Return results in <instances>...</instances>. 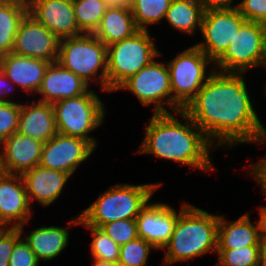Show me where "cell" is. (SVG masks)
<instances>
[{
	"label": "cell",
	"mask_w": 266,
	"mask_h": 266,
	"mask_svg": "<svg viewBox=\"0 0 266 266\" xmlns=\"http://www.w3.org/2000/svg\"><path fill=\"white\" fill-rule=\"evenodd\" d=\"M244 77L214 70L183 109L215 148L266 143V127L253 107Z\"/></svg>",
	"instance_id": "1"
},
{
	"label": "cell",
	"mask_w": 266,
	"mask_h": 266,
	"mask_svg": "<svg viewBox=\"0 0 266 266\" xmlns=\"http://www.w3.org/2000/svg\"><path fill=\"white\" fill-rule=\"evenodd\" d=\"M174 114L181 116L184 123ZM145 132L136 153L152 154L207 173L215 169L209 155L215 147L183 110L153 113Z\"/></svg>",
	"instance_id": "2"
},
{
	"label": "cell",
	"mask_w": 266,
	"mask_h": 266,
	"mask_svg": "<svg viewBox=\"0 0 266 266\" xmlns=\"http://www.w3.org/2000/svg\"><path fill=\"white\" fill-rule=\"evenodd\" d=\"M219 215L182 203L170 241L162 250H166L164 262L173 264L187 262L207 253L217 252Z\"/></svg>",
	"instance_id": "3"
},
{
	"label": "cell",
	"mask_w": 266,
	"mask_h": 266,
	"mask_svg": "<svg viewBox=\"0 0 266 266\" xmlns=\"http://www.w3.org/2000/svg\"><path fill=\"white\" fill-rule=\"evenodd\" d=\"M162 184H116L85 208L80 213V218L87 225L98 228L116 220L136 219L140 210Z\"/></svg>",
	"instance_id": "4"
},
{
	"label": "cell",
	"mask_w": 266,
	"mask_h": 266,
	"mask_svg": "<svg viewBox=\"0 0 266 266\" xmlns=\"http://www.w3.org/2000/svg\"><path fill=\"white\" fill-rule=\"evenodd\" d=\"M57 62L88 85L100 80L101 89L107 91V46L94 34L60 39Z\"/></svg>",
	"instance_id": "5"
},
{
	"label": "cell",
	"mask_w": 266,
	"mask_h": 266,
	"mask_svg": "<svg viewBox=\"0 0 266 266\" xmlns=\"http://www.w3.org/2000/svg\"><path fill=\"white\" fill-rule=\"evenodd\" d=\"M148 30L107 46V92H114L131 76L162 56Z\"/></svg>",
	"instance_id": "6"
},
{
	"label": "cell",
	"mask_w": 266,
	"mask_h": 266,
	"mask_svg": "<svg viewBox=\"0 0 266 266\" xmlns=\"http://www.w3.org/2000/svg\"><path fill=\"white\" fill-rule=\"evenodd\" d=\"M94 89L74 98L53 103L58 133L79 137L88 141L95 149L97 140L89 133L102 125L105 117V103Z\"/></svg>",
	"instance_id": "7"
},
{
	"label": "cell",
	"mask_w": 266,
	"mask_h": 266,
	"mask_svg": "<svg viewBox=\"0 0 266 266\" xmlns=\"http://www.w3.org/2000/svg\"><path fill=\"white\" fill-rule=\"evenodd\" d=\"M166 64L170 73L172 112L183 110L215 70L211 68L207 75L206 68L211 64L214 67V62L195 44Z\"/></svg>",
	"instance_id": "8"
},
{
	"label": "cell",
	"mask_w": 266,
	"mask_h": 266,
	"mask_svg": "<svg viewBox=\"0 0 266 266\" xmlns=\"http://www.w3.org/2000/svg\"><path fill=\"white\" fill-rule=\"evenodd\" d=\"M266 25L246 20L234 40L214 62V69L222 72L244 73L261 65L264 54Z\"/></svg>",
	"instance_id": "9"
},
{
	"label": "cell",
	"mask_w": 266,
	"mask_h": 266,
	"mask_svg": "<svg viewBox=\"0 0 266 266\" xmlns=\"http://www.w3.org/2000/svg\"><path fill=\"white\" fill-rule=\"evenodd\" d=\"M155 59L126 80L117 90H129L153 113H172V90L167 64ZM169 108H167L166 106Z\"/></svg>",
	"instance_id": "10"
},
{
	"label": "cell",
	"mask_w": 266,
	"mask_h": 266,
	"mask_svg": "<svg viewBox=\"0 0 266 266\" xmlns=\"http://www.w3.org/2000/svg\"><path fill=\"white\" fill-rule=\"evenodd\" d=\"M245 21L237 8L204 10L201 25L204 40L195 45L215 62L229 47Z\"/></svg>",
	"instance_id": "11"
},
{
	"label": "cell",
	"mask_w": 266,
	"mask_h": 266,
	"mask_svg": "<svg viewBox=\"0 0 266 266\" xmlns=\"http://www.w3.org/2000/svg\"><path fill=\"white\" fill-rule=\"evenodd\" d=\"M94 150L95 148L82 138L56 133L44 143L39 165L72 176Z\"/></svg>",
	"instance_id": "12"
},
{
	"label": "cell",
	"mask_w": 266,
	"mask_h": 266,
	"mask_svg": "<svg viewBox=\"0 0 266 266\" xmlns=\"http://www.w3.org/2000/svg\"><path fill=\"white\" fill-rule=\"evenodd\" d=\"M59 40L27 13L18 27L12 53L54 63L58 59Z\"/></svg>",
	"instance_id": "13"
},
{
	"label": "cell",
	"mask_w": 266,
	"mask_h": 266,
	"mask_svg": "<svg viewBox=\"0 0 266 266\" xmlns=\"http://www.w3.org/2000/svg\"><path fill=\"white\" fill-rule=\"evenodd\" d=\"M31 208L22 176L0 172V227L19 228L24 234Z\"/></svg>",
	"instance_id": "14"
},
{
	"label": "cell",
	"mask_w": 266,
	"mask_h": 266,
	"mask_svg": "<svg viewBox=\"0 0 266 266\" xmlns=\"http://www.w3.org/2000/svg\"><path fill=\"white\" fill-rule=\"evenodd\" d=\"M178 212L166 203H150L140 210L136 217L138 237L151 244L157 251L162 250L170 241Z\"/></svg>",
	"instance_id": "15"
},
{
	"label": "cell",
	"mask_w": 266,
	"mask_h": 266,
	"mask_svg": "<svg viewBox=\"0 0 266 266\" xmlns=\"http://www.w3.org/2000/svg\"><path fill=\"white\" fill-rule=\"evenodd\" d=\"M28 13L58 39L83 34L75 18L73 0H27Z\"/></svg>",
	"instance_id": "16"
},
{
	"label": "cell",
	"mask_w": 266,
	"mask_h": 266,
	"mask_svg": "<svg viewBox=\"0 0 266 266\" xmlns=\"http://www.w3.org/2000/svg\"><path fill=\"white\" fill-rule=\"evenodd\" d=\"M44 143L18 132L0 144V172L22 175L39 165Z\"/></svg>",
	"instance_id": "17"
},
{
	"label": "cell",
	"mask_w": 266,
	"mask_h": 266,
	"mask_svg": "<svg viewBox=\"0 0 266 266\" xmlns=\"http://www.w3.org/2000/svg\"><path fill=\"white\" fill-rule=\"evenodd\" d=\"M90 86L79 76L63 68L58 62L47 67L37 95L40 102L53 104L56 101L85 94Z\"/></svg>",
	"instance_id": "18"
},
{
	"label": "cell",
	"mask_w": 266,
	"mask_h": 266,
	"mask_svg": "<svg viewBox=\"0 0 266 266\" xmlns=\"http://www.w3.org/2000/svg\"><path fill=\"white\" fill-rule=\"evenodd\" d=\"M29 203L35 200L43 207L52 204L63 191L71 175L37 165L22 175Z\"/></svg>",
	"instance_id": "19"
},
{
	"label": "cell",
	"mask_w": 266,
	"mask_h": 266,
	"mask_svg": "<svg viewBox=\"0 0 266 266\" xmlns=\"http://www.w3.org/2000/svg\"><path fill=\"white\" fill-rule=\"evenodd\" d=\"M51 62L9 53L0 56V68L5 76L22 91L37 93L45 71Z\"/></svg>",
	"instance_id": "20"
},
{
	"label": "cell",
	"mask_w": 266,
	"mask_h": 266,
	"mask_svg": "<svg viewBox=\"0 0 266 266\" xmlns=\"http://www.w3.org/2000/svg\"><path fill=\"white\" fill-rule=\"evenodd\" d=\"M17 132L46 143L56 133L57 126L53 104L37 100L21 104Z\"/></svg>",
	"instance_id": "21"
},
{
	"label": "cell",
	"mask_w": 266,
	"mask_h": 266,
	"mask_svg": "<svg viewBox=\"0 0 266 266\" xmlns=\"http://www.w3.org/2000/svg\"><path fill=\"white\" fill-rule=\"evenodd\" d=\"M247 246H262L260 223L251 222L248 213L230 222L219 215L217 249H237Z\"/></svg>",
	"instance_id": "22"
},
{
	"label": "cell",
	"mask_w": 266,
	"mask_h": 266,
	"mask_svg": "<svg viewBox=\"0 0 266 266\" xmlns=\"http://www.w3.org/2000/svg\"><path fill=\"white\" fill-rule=\"evenodd\" d=\"M80 214L68 222L67 228L58 226H41L33 229L24 239L34 252L37 260L48 261L57 257L68 246L70 231L68 227L78 225Z\"/></svg>",
	"instance_id": "23"
},
{
	"label": "cell",
	"mask_w": 266,
	"mask_h": 266,
	"mask_svg": "<svg viewBox=\"0 0 266 266\" xmlns=\"http://www.w3.org/2000/svg\"><path fill=\"white\" fill-rule=\"evenodd\" d=\"M137 28L131 8L108 6L100 24L93 33L106 46L133 36Z\"/></svg>",
	"instance_id": "24"
},
{
	"label": "cell",
	"mask_w": 266,
	"mask_h": 266,
	"mask_svg": "<svg viewBox=\"0 0 266 266\" xmlns=\"http://www.w3.org/2000/svg\"><path fill=\"white\" fill-rule=\"evenodd\" d=\"M204 8L200 0H172L165 14V21L175 30L187 35L201 32Z\"/></svg>",
	"instance_id": "25"
},
{
	"label": "cell",
	"mask_w": 266,
	"mask_h": 266,
	"mask_svg": "<svg viewBox=\"0 0 266 266\" xmlns=\"http://www.w3.org/2000/svg\"><path fill=\"white\" fill-rule=\"evenodd\" d=\"M27 13V0H0V56L12 52L18 27Z\"/></svg>",
	"instance_id": "26"
},
{
	"label": "cell",
	"mask_w": 266,
	"mask_h": 266,
	"mask_svg": "<svg viewBox=\"0 0 266 266\" xmlns=\"http://www.w3.org/2000/svg\"><path fill=\"white\" fill-rule=\"evenodd\" d=\"M73 6L79 30L93 34L109 5L107 0H73Z\"/></svg>",
	"instance_id": "27"
},
{
	"label": "cell",
	"mask_w": 266,
	"mask_h": 266,
	"mask_svg": "<svg viewBox=\"0 0 266 266\" xmlns=\"http://www.w3.org/2000/svg\"><path fill=\"white\" fill-rule=\"evenodd\" d=\"M172 0H134L131 12L139 30H148V26L165 18Z\"/></svg>",
	"instance_id": "28"
},
{
	"label": "cell",
	"mask_w": 266,
	"mask_h": 266,
	"mask_svg": "<svg viewBox=\"0 0 266 266\" xmlns=\"http://www.w3.org/2000/svg\"><path fill=\"white\" fill-rule=\"evenodd\" d=\"M79 224L90 229L92 241L90 251L93 258L118 263L120 258V246L98 227L87 225L82 219Z\"/></svg>",
	"instance_id": "29"
},
{
	"label": "cell",
	"mask_w": 266,
	"mask_h": 266,
	"mask_svg": "<svg viewBox=\"0 0 266 266\" xmlns=\"http://www.w3.org/2000/svg\"><path fill=\"white\" fill-rule=\"evenodd\" d=\"M261 249L262 246L217 249L215 266H261Z\"/></svg>",
	"instance_id": "30"
},
{
	"label": "cell",
	"mask_w": 266,
	"mask_h": 266,
	"mask_svg": "<svg viewBox=\"0 0 266 266\" xmlns=\"http://www.w3.org/2000/svg\"><path fill=\"white\" fill-rule=\"evenodd\" d=\"M156 250L144 239L137 237L120 246L119 266H146L150 252Z\"/></svg>",
	"instance_id": "31"
},
{
	"label": "cell",
	"mask_w": 266,
	"mask_h": 266,
	"mask_svg": "<svg viewBox=\"0 0 266 266\" xmlns=\"http://www.w3.org/2000/svg\"><path fill=\"white\" fill-rule=\"evenodd\" d=\"M119 246L138 237L136 219L116 220L100 227Z\"/></svg>",
	"instance_id": "32"
},
{
	"label": "cell",
	"mask_w": 266,
	"mask_h": 266,
	"mask_svg": "<svg viewBox=\"0 0 266 266\" xmlns=\"http://www.w3.org/2000/svg\"><path fill=\"white\" fill-rule=\"evenodd\" d=\"M21 103H0V144L18 130Z\"/></svg>",
	"instance_id": "33"
},
{
	"label": "cell",
	"mask_w": 266,
	"mask_h": 266,
	"mask_svg": "<svg viewBox=\"0 0 266 266\" xmlns=\"http://www.w3.org/2000/svg\"><path fill=\"white\" fill-rule=\"evenodd\" d=\"M21 236L14 245V249L9 259V266H39L34 252L27 241Z\"/></svg>",
	"instance_id": "34"
},
{
	"label": "cell",
	"mask_w": 266,
	"mask_h": 266,
	"mask_svg": "<svg viewBox=\"0 0 266 266\" xmlns=\"http://www.w3.org/2000/svg\"><path fill=\"white\" fill-rule=\"evenodd\" d=\"M22 236L19 228H0V266H9L15 242Z\"/></svg>",
	"instance_id": "35"
},
{
	"label": "cell",
	"mask_w": 266,
	"mask_h": 266,
	"mask_svg": "<svg viewBox=\"0 0 266 266\" xmlns=\"http://www.w3.org/2000/svg\"><path fill=\"white\" fill-rule=\"evenodd\" d=\"M237 9L246 20L266 25V0H241Z\"/></svg>",
	"instance_id": "36"
},
{
	"label": "cell",
	"mask_w": 266,
	"mask_h": 266,
	"mask_svg": "<svg viewBox=\"0 0 266 266\" xmlns=\"http://www.w3.org/2000/svg\"><path fill=\"white\" fill-rule=\"evenodd\" d=\"M251 169L249 170V175L258 182L261 190L266 199V157L259 159L256 163L249 164Z\"/></svg>",
	"instance_id": "37"
},
{
	"label": "cell",
	"mask_w": 266,
	"mask_h": 266,
	"mask_svg": "<svg viewBox=\"0 0 266 266\" xmlns=\"http://www.w3.org/2000/svg\"><path fill=\"white\" fill-rule=\"evenodd\" d=\"M8 83V84H6ZM5 76V73L0 68V103H9L12 102L8 97L9 94L14 91V84ZM8 85H12L11 87Z\"/></svg>",
	"instance_id": "38"
},
{
	"label": "cell",
	"mask_w": 266,
	"mask_h": 266,
	"mask_svg": "<svg viewBox=\"0 0 266 266\" xmlns=\"http://www.w3.org/2000/svg\"><path fill=\"white\" fill-rule=\"evenodd\" d=\"M204 10L211 9H235L239 4L233 5L234 0H200Z\"/></svg>",
	"instance_id": "39"
},
{
	"label": "cell",
	"mask_w": 266,
	"mask_h": 266,
	"mask_svg": "<svg viewBox=\"0 0 266 266\" xmlns=\"http://www.w3.org/2000/svg\"><path fill=\"white\" fill-rule=\"evenodd\" d=\"M259 210V223L261 230L262 240H266V206H261L257 208Z\"/></svg>",
	"instance_id": "40"
},
{
	"label": "cell",
	"mask_w": 266,
	"mask_h": 266,
	"mask_svg": "<svg viewBox=\"0 0 266 266\" xmlns=\"http://www.w3.org/2000/svg\"><path fill=\"white\" fill-rule=\"evenodd\" d=\"M109 6H124L131 8L134 0H107Z\"/></svg>",
	"instance_id": "41"
},
{
	"label": "cell",
	"mask_w": 266,
	"mask_h": 266,
	"mask_svg": "<svg viewBox=\"0 0 266 266\" xmlns=\"http://www.w3.org/2000/svg\"><path fill=\"white\" fill-rule=\"evenodd\" d=\"M93 260L91 261L92 266H119L118 263H113L110 261H104L100 260L97 258H92Z\"/></svg>",
	"instance_id": "42"
},
{
	"label": "cell",
	"mask_w": 266,
	"mask_h": 266,
	"mask_svg": "<svg viewBox=\"0 0 266 266\" xmlns=\"http://www.w3.org/2000/svg\"><path fill=\"white\" fill-rule=\"evenodd\" d=\"M261 266H266V240H262Z\"/></svg>",
	"instance_id": "43"
},
{
	"label": "cell",
	"mask_w": 266,
	"mask_h": 266,
	"mask_svg": "<svg viewBox=\"0 0 266 266\" xmlns=\"http://www.w3.org/2000/svg\"><path fill=\"white\" fill-rule=\"evenodd\" d=\"M261 66L266 68V32H265V37H264V54H263V59H262L260 67Z\"/></svg>",
	"instance_id": "44"
},
{
	"label": "cell",
	"mask_w": 266,
	"mask_h": 266,
	"mask_svg": "<svg viewBox=\"0 0 266 266\" xmlns=\"http://www.w3.org/2000/svg\"><path fill=\"white\" fill-rule=\"evenodd\" d=\"M163 265H165V266H169L170 264L169 263H167V262H164L163 261V263H162Z\"/></svg>",
	"instance_id": "45"
}]
</instances>
